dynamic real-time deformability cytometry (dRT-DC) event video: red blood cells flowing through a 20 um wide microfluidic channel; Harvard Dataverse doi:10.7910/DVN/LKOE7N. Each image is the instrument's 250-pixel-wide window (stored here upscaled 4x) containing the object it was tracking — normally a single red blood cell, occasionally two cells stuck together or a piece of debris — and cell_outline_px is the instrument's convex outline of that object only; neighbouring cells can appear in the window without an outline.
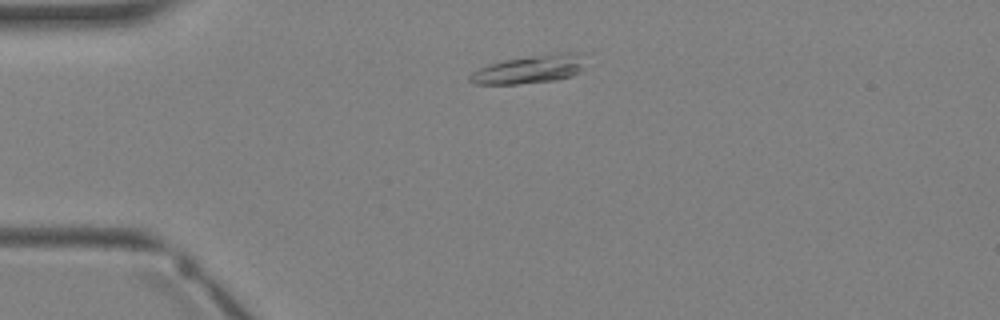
{"species": "Egyptian fruit bat (a non-hibernating species)", "species_latin": "Rousettus aegyptiacus", "temperature_condition": "warm", "stored_images_in_passage": 1, "camera_frame_rate_fps": 3000, "um_per_image_px": 0.085, "animal": {"sex": "female"}, "frame": {"image": 1, "passage_image": 1, "time_ms": 0.0, "image_size_px": [1000, 320], "cell_outline_px": [[580, 68], [576, 72], [568, 76], [556, 80], [516, 84], [476, 84], [468, 80], [468, 76], [472, 72], [488, 64], [504, 60], [560, 52], [580, 52]], "centroid_in_image_um": [44.9, 5.9], "position_along_channel_um": 40.1, "area_um2": 18.44}}